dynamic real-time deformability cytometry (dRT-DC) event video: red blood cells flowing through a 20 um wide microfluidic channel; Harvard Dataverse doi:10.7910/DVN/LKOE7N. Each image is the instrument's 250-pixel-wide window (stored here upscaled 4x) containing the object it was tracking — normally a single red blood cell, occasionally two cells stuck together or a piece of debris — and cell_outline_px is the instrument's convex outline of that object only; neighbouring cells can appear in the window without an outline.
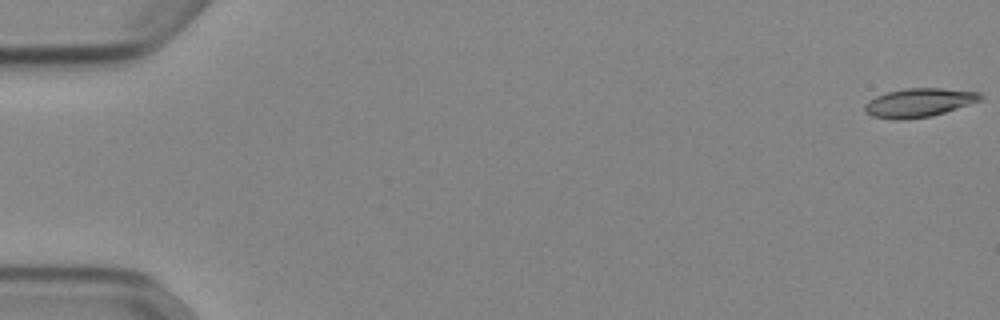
{"species": "Egyptian fruit bat (a non-hibernating species)", "species_latin": "Rousettus aegyptiacus", "temperature_condition": "cold", "stored_images_in_passage": 53, "camera_frame_rate_fps": 3000, "um_per_image_px": 0.085, "animal": {"sex": "female"}, "frame": {"image": 1, "passage_image": 1, "time_ms": 0.0, "image_size_px": [1000, 320], "cell_outline_px": [[984, 96], [980, 100], [932, 116], [900, 120], [896, 120], [872, 116], [864, 112], [864, 104], [868, 100], [876, 96], [888, 92], [908, 88], [940, 88], [980, 92]], "centroid_in_image_um": [78.07, 8.73], "position_along_channel_um": 6.9, "area_um2": 19.25}}
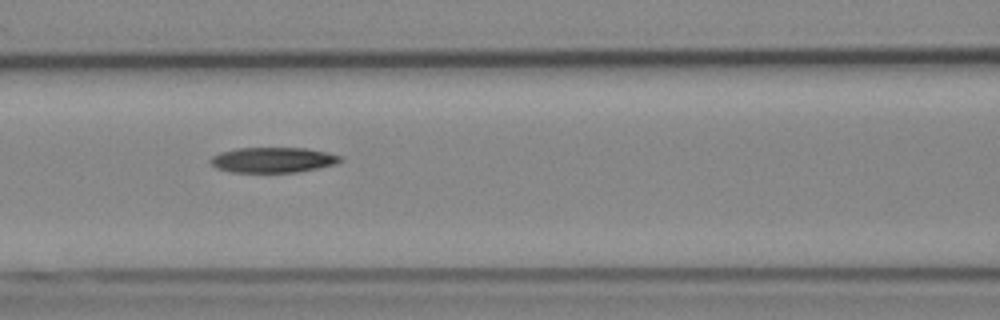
{"frame": {"image": 2, "passage_image": 24, "time_ms": 7.667, "image_size_px": [1000, 320], "cell_outline_px": [[344, 160], [336, 164], [320, 168], [300, 172], [232, 172], [216, 168], [208, 160], [212, 156], [220, 152], [236, 148], [308, 148], [328, 152], [340, 156]], "centroid_in_image_um": [23.23, 13.59], "position_along_channel_um": 143.4, "area_um2": 19.36}}
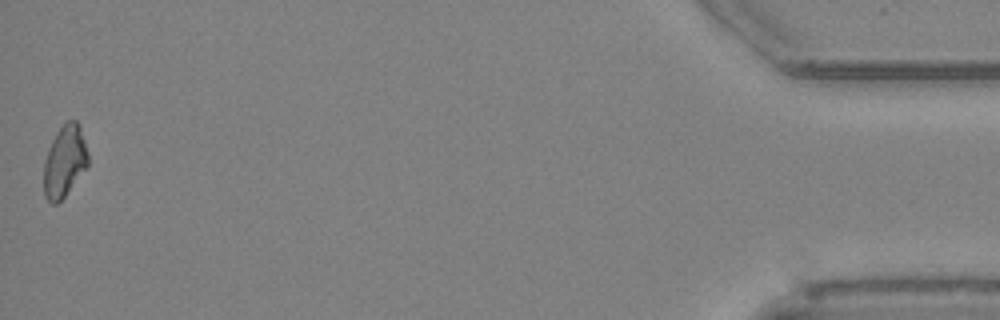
{"frame": {"image": 3, "passage_image": 53, "time_ms": 17.333, "image_size_px": [1000, 320], "cell_outline_px": [[88, 164], [64, 196], [56, 204], [52, 204], [44, 196], [44, 160], [48, 148], [56, 132], [68, 120], [76, 120], [80, 124], [88, 152]], "centroid_in_image_um": [5.48, 13.68], "position_along_channel_um": 429.7, "area_um2": 18.32}, "authors_computed_cell_mechanics": {"area_um2": 19.363, "velocity_mm_per_s": 3.8808, "shape_relaxation_time_tau1_ms": 7.6977, "shape_relaxation_time_tau2_ms": null, "deformation_change_tau1": 0.1688, "deformation_change_tau2": null}}